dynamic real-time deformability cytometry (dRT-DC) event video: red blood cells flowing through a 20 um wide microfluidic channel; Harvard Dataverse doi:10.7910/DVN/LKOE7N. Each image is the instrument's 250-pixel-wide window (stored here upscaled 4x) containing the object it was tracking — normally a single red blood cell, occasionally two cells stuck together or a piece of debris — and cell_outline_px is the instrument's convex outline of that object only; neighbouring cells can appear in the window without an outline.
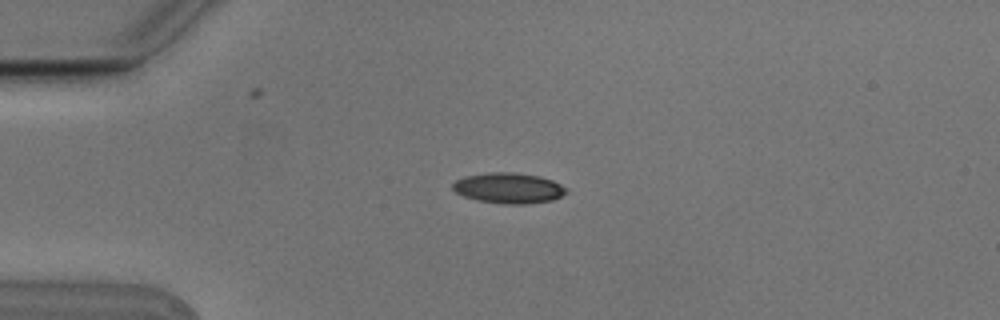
{"species": "Egyptian fruit bat (a non-hibernating species)", "species_latin": "Rousettus aegyptiacus", "temperature_condition": "cold", "stored_images_in_passage": 2, "camera_frame_rate_fps": 3000, "um_per_image_px": 0.085, "animal": {"sex": "male"}, "frame": {"image": 1, "passage_image": 1, "time_ms": 0.0, "image_size_px": [1000, 320], "cell_outline_px": [[568, 192], [552, 200], [524, 204], [504, 204], [476, 200], [464, 196], [456, 192], [452, 188], [452, 184], [456, 180], [464, 176], [488, 172], [516, 172], [540, 176], [552, 180], [568, 188]], "centroid_in_image_um": [43.23, 15.97], "position_along_channel_um": 41.8, "area_um2": 20.35}}